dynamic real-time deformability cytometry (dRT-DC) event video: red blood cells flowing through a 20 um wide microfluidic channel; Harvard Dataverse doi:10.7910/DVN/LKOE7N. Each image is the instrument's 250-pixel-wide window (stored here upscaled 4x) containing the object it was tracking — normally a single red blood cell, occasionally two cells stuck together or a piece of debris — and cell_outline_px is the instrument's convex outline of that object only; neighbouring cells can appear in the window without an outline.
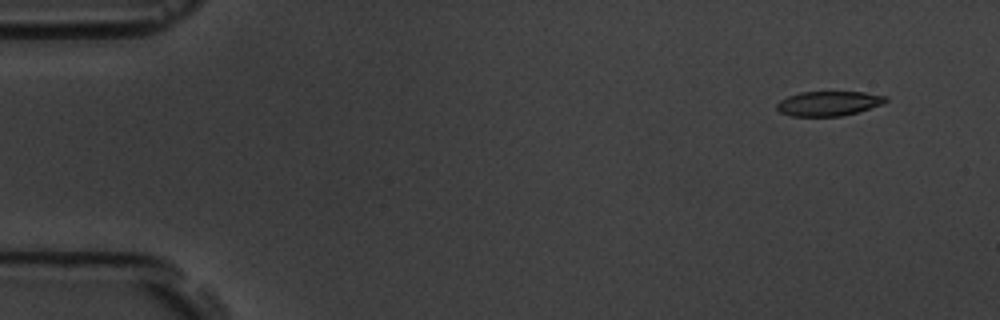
{"species": "common noctule bat (a hibernating species)", "species_latin": "Nyctalus noctula", "temperature_condition": "room temperature", "stored_images_in_passage": 17, "camera_frame_rate_fps": 3000, "um_per_image_px": 0.085, "animal": {"sex": "male", "body_mass_g": 19.5, "forearm_length_mm": 54.6}, "frame": {"image": 1, "passage_image": 2, "time_ms": 1.333, "image_size_px": [1000, 320], "cell_outline_px": [[888, 100], [884, 104], [856, 112], [840, 116], [792, 116], [780, 112], [776, 108], [776, 104], [780, 100], [788, 96], [800, 92], [864, 92], [888, 96]], "centroid_in_image_um": [70.44, 8.79], "position_along_channel_um": 14.6, "area_um2": 15.66}}
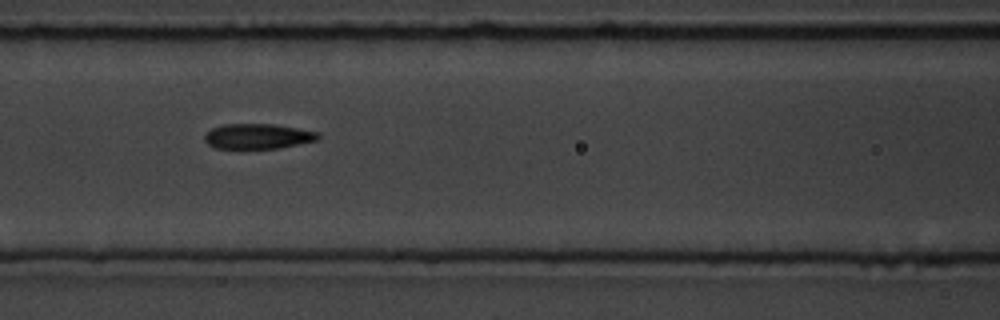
{"frame": {"image": 2, "passage_image": 8, "time_ms": 8.0, "image_size_px": [1000, 320], "cell_outline_px": [[320, 136], [316, 140], [280, 148], [216, 148], [208, 144], [204, 140], [204, 136], [212, 128], [224, 124], [276, 124], [320, 132]], "centroid_in_image_um": [21.93, 11.57], "position_along_channel_um": 144.7, "area_um2": 16.59}}
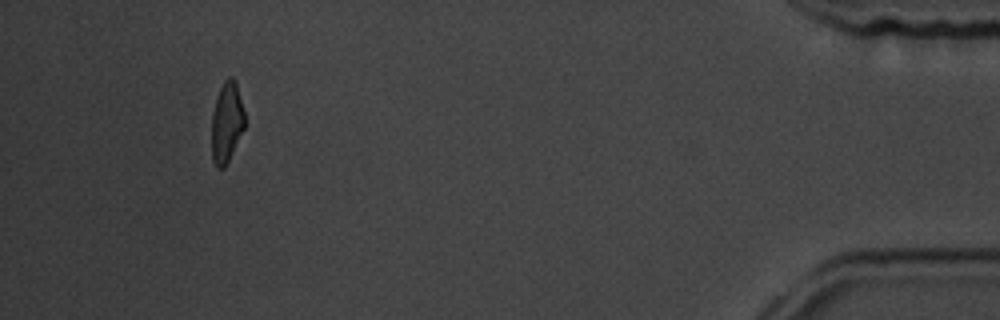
{"frame": {"image": 3, "passage_image": 16, "time_ms": 17.333, "image_size_px": [1000, 320], "cell_outline_px": [[244, 128], [224, 168], [216, 168], [212, 160], [212, 112], [216, 96], [224, 80], [228, 76], [232, 76], [236, 80], [244, 112]], "centroid_in_image_um": [19.25, 10.36], "position_along_channel_um": 415.9, "area_um2": 15.49}, "authors_computed_cell_mechanics": {"area_um2": 16.8198, "velocity_mm_per_s": 3.6531, "shape_relaxation_time_tau1_ms": 3.433, "shape_relaxation_time_tau2_ms": 1.8992, "deformation_change_tau1": 0.1306, "deformation_change_tau2": 0.0704}}